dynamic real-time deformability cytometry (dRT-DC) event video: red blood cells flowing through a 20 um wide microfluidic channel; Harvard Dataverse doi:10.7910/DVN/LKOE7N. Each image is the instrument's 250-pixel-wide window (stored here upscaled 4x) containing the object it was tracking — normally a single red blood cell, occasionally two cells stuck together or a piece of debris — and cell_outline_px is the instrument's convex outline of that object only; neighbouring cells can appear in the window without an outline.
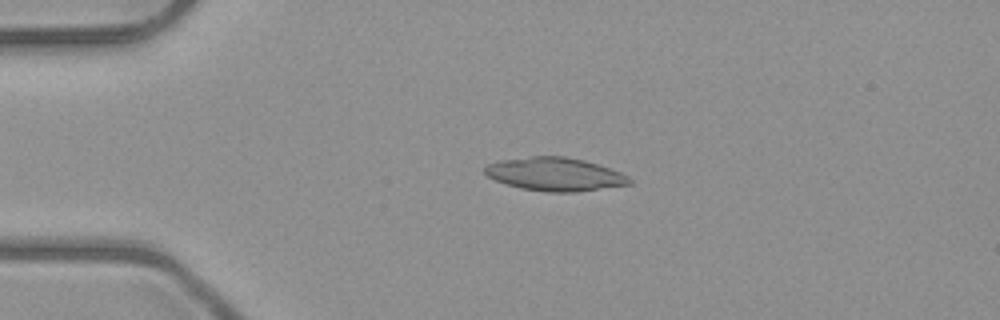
{"species": "common noctule bat (a hibernating species)", "species_latin": "Nyctalus noctula", "temperature_condition": "room temperature", "stored_images_in_passage": 2, "camera_frame_rate_fps": 3000, "um_per_image_px": 0.085, "animal": {"sex": "male", "body_mass_g": 23.1, "forearm_length_mm": 52.7}, "frame": {"image": 1, "passage_image": 1, "time_ms": 0.0, "image_size_px": [1000, 320], "cell_outline_px": [[632, 184], [576, 192], [544, 192], [520, 188], [496, 180], [488, 176], [484, 172], [484, 168], [488, 164], [500, 160], [532, 156], [564, 156], [584, 160], [620, 172], [628, 176], [632, 180]], "centroid_in_image_um": [47.18, 14.81], "position_along_channel_um": 37.8, "area_um2": 27.98}}